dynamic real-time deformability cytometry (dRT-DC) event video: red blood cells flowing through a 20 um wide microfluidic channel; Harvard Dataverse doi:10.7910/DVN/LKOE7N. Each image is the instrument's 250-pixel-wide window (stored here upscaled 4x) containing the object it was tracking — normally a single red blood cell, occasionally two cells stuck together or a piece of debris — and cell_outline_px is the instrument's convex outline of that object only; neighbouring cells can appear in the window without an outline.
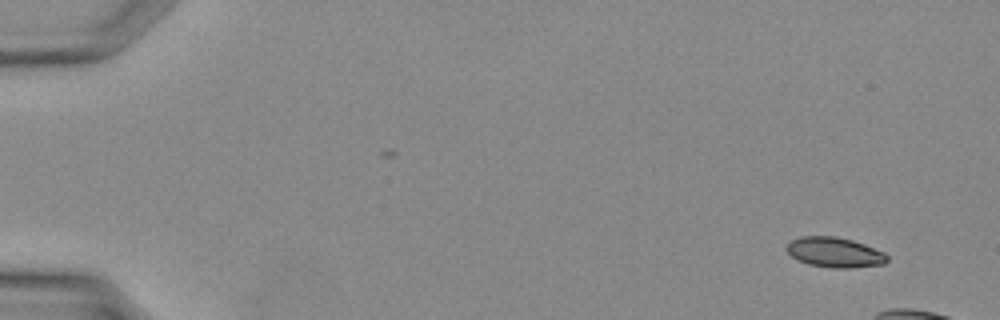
{"species": "Egyptian fruit bat (a non-hibernating species)", "species_latin": "Rousettus aegyptiacus", "temperature_condition": "warm", "stored_images_in_passage": 8, "camera_frame_rate_fps": 3000, "um_per_image_px": 0.085, "animal": {"sex": "female"}, "frame": {"image": 1, "passage_image": 1, "time_ms": 0.0, "image_size_px": [1000, 320], "cell_outline_px": [[888, 260], [884, 264], [852, 268], [832, 268], [808, 264], [792, 256], [784, 248], [792, 240], [800, 236], [836, 236], [852, 240], [864, 244], [884, 252], [888, 256]], "centroid_in_image_um": [70.96, 21.45], "position_along_channel_um": 14.0, "area_um2": 17.63}}